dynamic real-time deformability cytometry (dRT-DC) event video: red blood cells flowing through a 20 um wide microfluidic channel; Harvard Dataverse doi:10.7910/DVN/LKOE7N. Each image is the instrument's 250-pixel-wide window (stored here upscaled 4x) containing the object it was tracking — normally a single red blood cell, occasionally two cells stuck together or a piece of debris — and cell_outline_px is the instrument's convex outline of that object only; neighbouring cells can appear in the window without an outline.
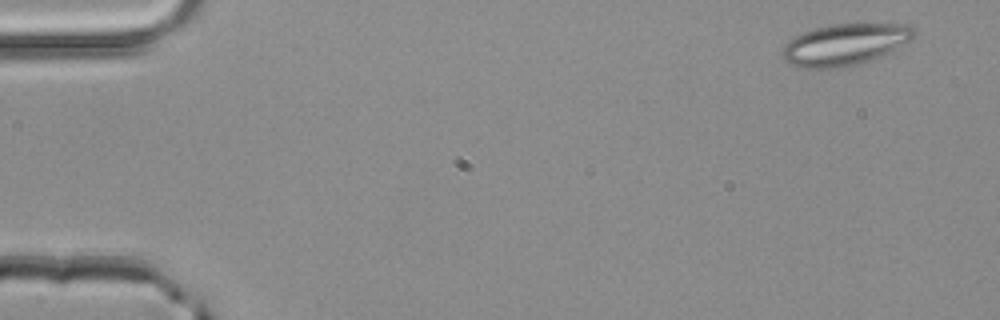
{"species": "common noctule bat (a hibernating species)", "species_latin": "Nyctalus noctula", "temperature_condition": "room temperature", "stored_images_in_passage": 49, "camera_frame_rate_fps": 3000, "um_per_image_px": 0.085, "animal": {"sex": "male", "body_mass_g": 20.4}, "frame": {"image": 1, "passage_image": 2, "time_ms": 0.333, "image_size_px": [1000, 320], "cell_outline_px": [[916, 36], [912, 40], [872, 60], [848, 68], [804, 68], [788, 64], [784, 60], [784, 44], [788, 40], [804, 32], [816, 28], [832, 24], [908, 24], [916, 32]], "centroid_in_image_um": [71.83, 3.8], "position_along_channel_um": 13.2, "area_um2": 31.91}}
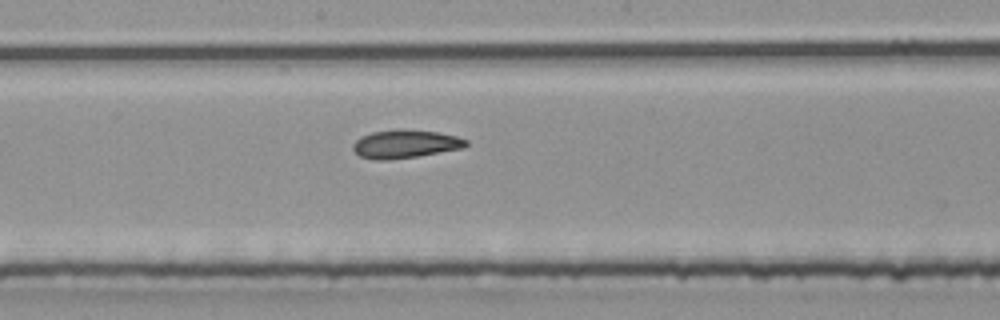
{"frame": {"image": 2, "passage_image": 26, "time_ms": 8.333, "image_size_px": [1000, 320], "cell_outline_px": [[468, 144], [464, 148], [416, 156], [388, 160], [372, 160], [360, 156], [352, 148], [352, 144], [360, 136], [372, 132], [436, 132], [456, 136], [468, 140]], "centroid_in_image_um": [34.43, 12.29], "position_along_channel_um": 213.8, "area_um2": 17.8}}
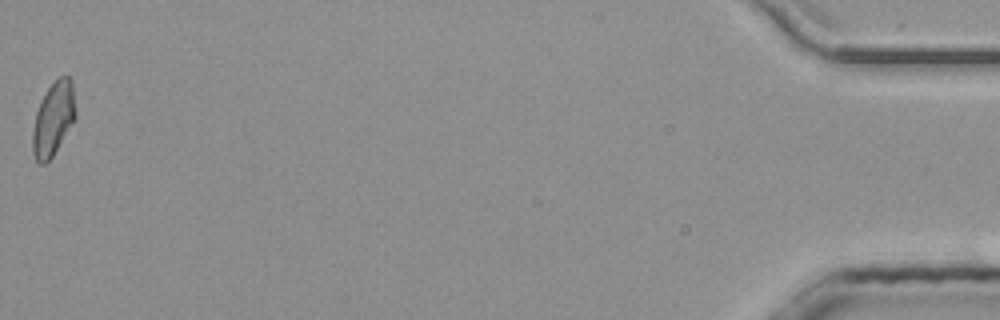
{"frame": {"image": 3, "passage_image": 49, "time_ms": 16.0, "image_size_px": [1000, 320], "cell_outline_px": [[76, 120], [52, 156], [44, 164], [36, 164], [32, 152], [32, 132], [36, 112], [40, 100], [48, 88], [60, 76], [68, 76], [72, 80], [76, 112]], "centroid_in_image_um": [4.53, 10.12], "position_along_channel_um": 430.7, "area_um2": 18.67}, "authors_computed_cell_mechanics": {"area_um2": 18.785, "velocity_mm_per_s": 4.1667, "shape_relaxation_time_tau1_ms": null, "shape_relaxation_time_tau2_ms": 2.9249, "deformation_change_tau1": null, "deformation_change_tau2": 0.1042}}